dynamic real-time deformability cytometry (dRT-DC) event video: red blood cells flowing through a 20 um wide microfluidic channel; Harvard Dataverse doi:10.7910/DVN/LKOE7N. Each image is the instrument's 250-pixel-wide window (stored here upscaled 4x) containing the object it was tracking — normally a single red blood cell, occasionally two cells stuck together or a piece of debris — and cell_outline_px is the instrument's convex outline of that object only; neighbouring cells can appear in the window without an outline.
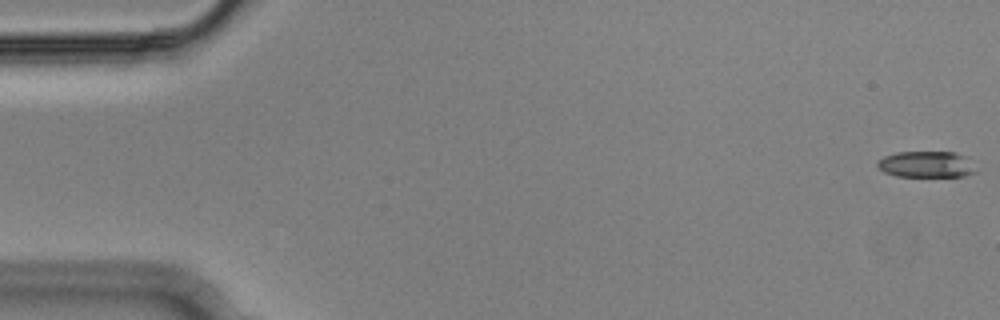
{"species": "Egyptian fruit bat (a non-hibernating species)", "species_latin": "Rousettus aegyptiacus", "temperature_condition": "cold", "stored_images_in_passage": 11, "camera_frame_rate_fps": 3000, "um_per_image_px": 0.085, "animal": {"sex": "male"}, "frame": {"image": 1, "passage_image": 1, "time_ms": 0.0, "image_size_px": [1000, 320], "cell_outline_px": [[976, 172], [964, 176], [896, 176], [884, 172], [876, 164], [884, 156], [896, 152], [956, 152], [964, 156]], "centroid_in_image_um": [78.69, 13.97], "position_along_channel_um": 6.3, "area_um2": 14.74}}